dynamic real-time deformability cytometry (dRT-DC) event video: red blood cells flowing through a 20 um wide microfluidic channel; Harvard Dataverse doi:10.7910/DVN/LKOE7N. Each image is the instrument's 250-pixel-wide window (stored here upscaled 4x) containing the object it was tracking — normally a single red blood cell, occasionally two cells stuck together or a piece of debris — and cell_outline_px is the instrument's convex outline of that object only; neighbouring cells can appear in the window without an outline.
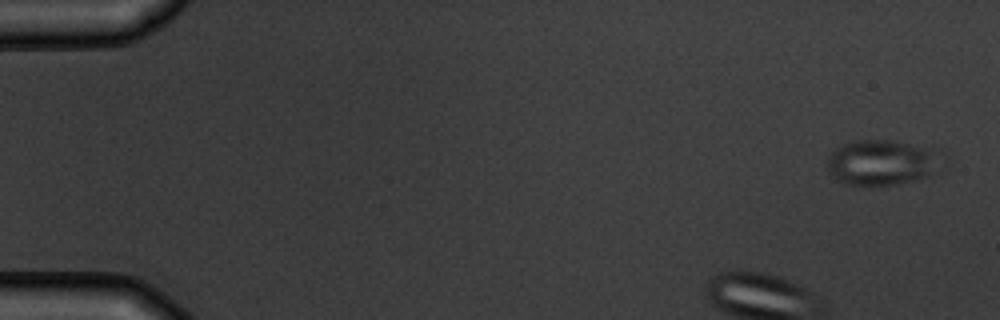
{"species": "common noctule bat (a hibernating species)", "species_latin": "Nyctalus noctula", "temperature_condition": "warm", "stored_images_in_passage": 4, "camera_frame_rate_fps": 3000, "um_per_image_px": 0.085, "animal": {"sex": "male", "body_mass_g": 19.5, "forearm_length_mm": 54.6}, "frame": {"image": 1, "passage_image": 1, "time_ms": 0.0, "image_size_px": [1000, 320], "cell_outline_px": [[940, 148], [932, 172], [928, 176], [916, 180], [868, 188], [844, 184], [836, 180], [828, 168], [828, 156], [836, 148], [844, 144], [860, 140], [888, 140], [932, 144]], "centroid_in_image_um": [74.95, 13.8], "position_along_channel_um": 10.1, "area_um2": 30.81}}